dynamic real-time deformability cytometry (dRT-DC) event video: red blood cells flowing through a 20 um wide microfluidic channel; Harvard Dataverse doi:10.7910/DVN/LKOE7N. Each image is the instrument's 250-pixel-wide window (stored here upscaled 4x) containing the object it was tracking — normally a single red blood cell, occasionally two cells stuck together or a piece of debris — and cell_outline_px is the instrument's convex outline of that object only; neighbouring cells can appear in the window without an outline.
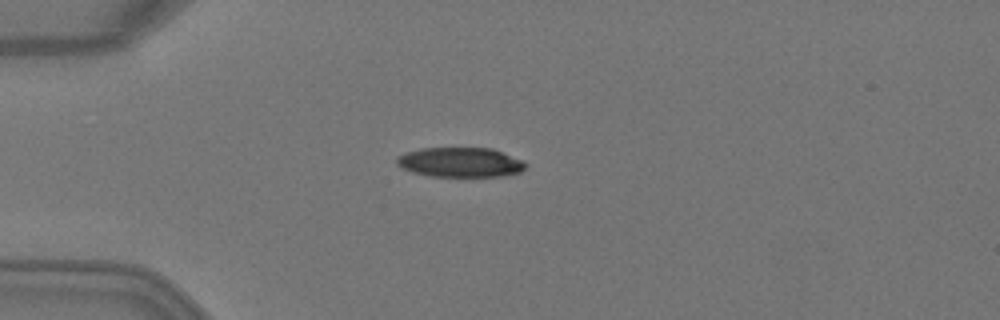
{"species": "Egyptian fruit bat (a non-hibernating species)", "species_latin": "Rousettus aegyptiacus", "temperature_condition": "warm", "stored_images_in_passage": 1, "camera_frame_rate_fps": 3000, "um_per_image_px": 0.085, "animal": {"sex": "female"}, "frame": {"image": 1, "passage_image": 1, "time_ms": 0.0, "image_size_px": [1000, 320], "cell_outline_px": [[528, 164], [520, 172], [500, 176], [432, 176], [412, 172], [400, 168], [396, 164], [396, 156], [404, 152], [420, 148], [492, 148], [524, 160]], "centroid_in_image_um": [39.09, 13.78], "position_along_channel_um": 45.9, "area_um2": 22.48}}